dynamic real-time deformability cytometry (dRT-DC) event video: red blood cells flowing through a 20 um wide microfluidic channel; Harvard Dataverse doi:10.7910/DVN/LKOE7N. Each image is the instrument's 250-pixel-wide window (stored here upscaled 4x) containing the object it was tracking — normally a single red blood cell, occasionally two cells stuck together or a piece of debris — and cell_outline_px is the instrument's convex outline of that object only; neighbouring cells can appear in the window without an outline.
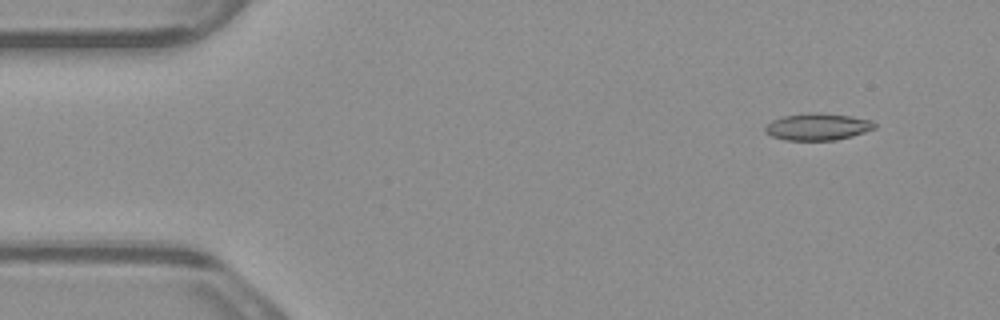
{"species": "common noctule bat (a hibernating species)", "species_latin": "Nyctalus noctula", "temperature_condition": "warm", "stored_images_in_passage": 4, "camera_frame_rate_fps": 3000, "um_per_image_px": 0.085, "animal": {"sex": "male", "body_mass_g": 23.1, "forearm_length_mm": 52.7}, "frame": {"image": 1, "passage_image": 1, "time_ms": 0.0, "image_size_px": [1000, 320], "cell_outline_px": [[876, 128], [852, 136], [836, 140], [784, 140], [772, 136], [764, 132], [764, 128], [772, 120], [784, 116], [804, 112], [820, 112], [852, 116], [872, 120], [876, 124]], "centroid_in_image_um": [69.5, 10.76], "position_along_channel_um": 15.5, "area_um2": 17.4}}
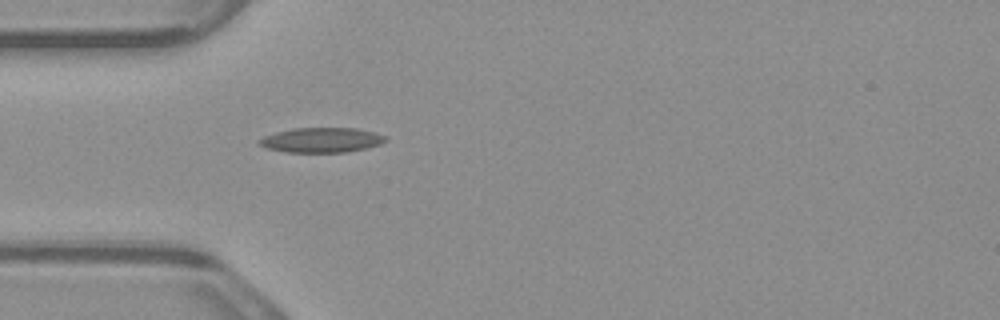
{"frame": {"image": 2, "passage_image": 4, "time_ms": 1.0, "image_size_px": [1000, 320], "cell_outline_px": [[388, 140], [380, 144], [348, 152], [288, 152], [264, 148], [256, 144], [256, 140], [264, 136], [276, 132], [292, 128], [356, 128], [376, 132], [388, 136]], "centroid_in_image_um": [27.31, 11.9], "position_along_channel_um": 57.7, "area_um2": 18.55}}